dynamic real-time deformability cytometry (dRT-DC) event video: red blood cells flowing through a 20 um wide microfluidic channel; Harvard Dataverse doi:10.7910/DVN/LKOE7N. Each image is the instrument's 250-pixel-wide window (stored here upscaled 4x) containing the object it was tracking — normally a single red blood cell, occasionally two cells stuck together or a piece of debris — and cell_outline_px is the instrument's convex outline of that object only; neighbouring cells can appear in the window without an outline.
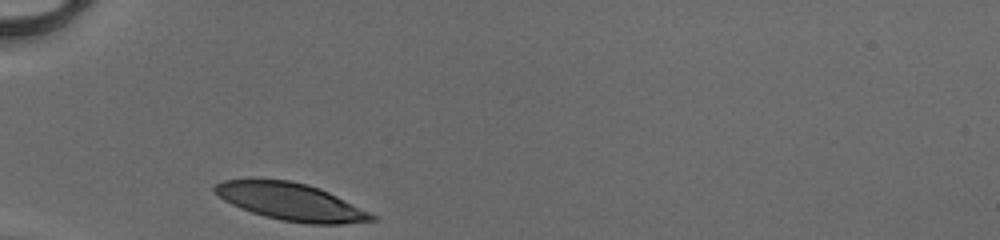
{"species": "human", "species_latin": "Homo sapiens", "temperature_condition": "cold", "stored_images_in_passage": 26, "camera_frame_rate_fps": 3000, "um_per_image_px": 0.085, "donor": {"sex": "male"}, "frame": {"image": 1, "passage_image": 1, "time_ms": 0.0, "image_size_px": [1000, 240], "cell_outline_px": [[376, 220], [344, 224], [308, 224], [280, 220], [264, 216], [240, 208], [224, 200], [212, 188], [216, 184], [224, 180], [288, 180], [304, 184], [328, 192], [376, 216]], "centroid_in_image_um": [24.71, 17.17], "position_along_channel_um": 60.3, "area_um2": 33.35}}
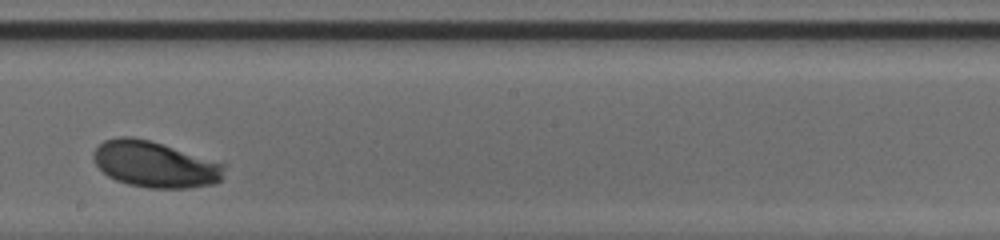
{"frame": {"image": 2, "passage_image": 15, "time_ms": 4.667, "image_size_px": [1000, 240], "cell_outline_px": [[224, 176], [216, 184], [188, 188], [148, 188], [128, 184], [116, 180], [108, 176], [96, 164], [92, 156], [92, 152], [104, 140], [116, 136], [132, 136], [148, 140], [224, 164]], "centroid_in_image_um": [13.14, 13.98], "position_along_channel_um": 235.1, "area_um2": 34.91}}
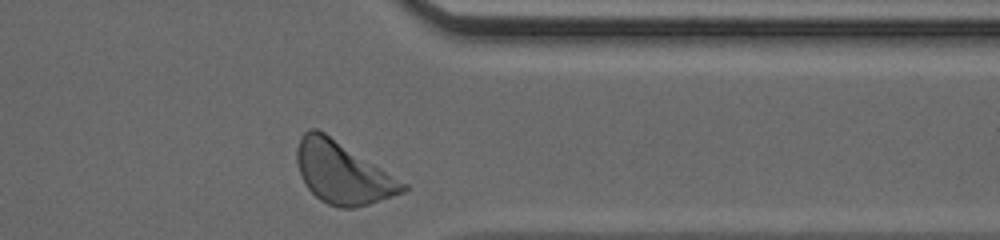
{"frame": {"image": 3, "passage_image": 26, "time_ms": 8.333, "image_size_px": [1000, 240], "cell_outline_px": [[408, 188], [404, 192], [368, 204], [352, 208], [340, 208], [328, 204], [320, 200], [304, 184], [296, 160], [296, 148], [300, 136], [304, 132], [312, 128], [316, 128], [324, 132], [408, 184]], "centroid_in_image_um": [29.1, 14.68], "position_along_channel_um": 382.3, "area_um2": 37.92}, "authors_computed_cell_mechanics": {"area_um2": 34.8245, "velocity_mm_per_s": 4.0551, "shape_relaxation_time_tau1_ms": 0.9853, "shape_relaxation_time_tau2_ms": null, "deformation_change_tau1": 0.1008, "deformation_change_tau2": null}}